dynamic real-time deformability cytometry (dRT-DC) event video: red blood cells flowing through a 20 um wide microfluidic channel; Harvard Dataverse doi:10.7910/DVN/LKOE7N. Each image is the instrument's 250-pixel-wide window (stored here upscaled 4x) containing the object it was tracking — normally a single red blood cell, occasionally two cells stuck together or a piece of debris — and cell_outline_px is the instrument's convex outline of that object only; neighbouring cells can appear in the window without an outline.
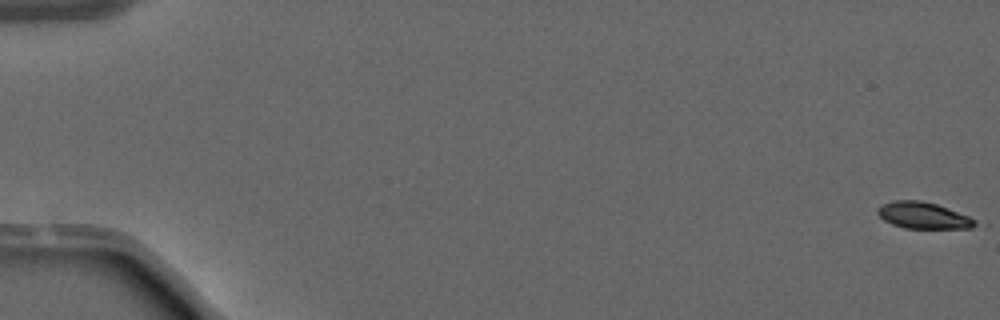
{"species": "common noctule bat (a hibernating species)", "species_latin": "Nyctalus noctula", "temperature_condition": "warm", "stored_images_in_passage": 48, "camera_frame_rate_fps": 3000, "um_per_image_px": 0.085, "animal": {"sex": "male", "forearm_length_mm": 52.5}, "frame": {"image": 1, "passage_image": 1, "time_ms": 0.0, "image_size_px": [1000, 320], "cell_outline_px": [[980, 224], [972, 228], [904, 228], [892, 224], [884, 220], [876, 212], [876, 208], [880, 204], [892, 200], [920, 200], [936, 204], [968, 216], [976, 220]], "centroid_in_image_um": [78.45, 18.31], "position_along_channel_um": 6.6, "area_um2": 15.14}}
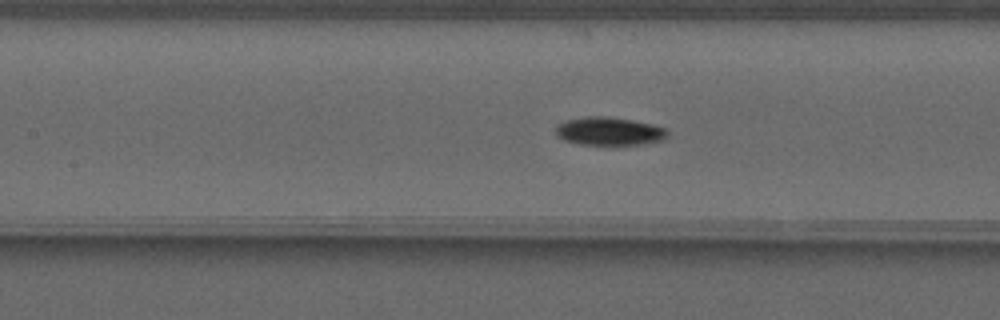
{"frame": {"image": 2, "passage_image": 25, "time_ms": 8.0, "image_size_px": [1000, 320], "cell_outline_px": [[668, 132], [664, 140], [644, 144], [580, 144], [564, 140], [556, 136], [556, 124], [568, 120], [584, 116], [604, 116], [632, 120], [652, 124], [664, 128]], "centroid_in_image_um": [51.76, 11.15], "position_along_channel_um": 155.6, "area_um2": 18.26}}
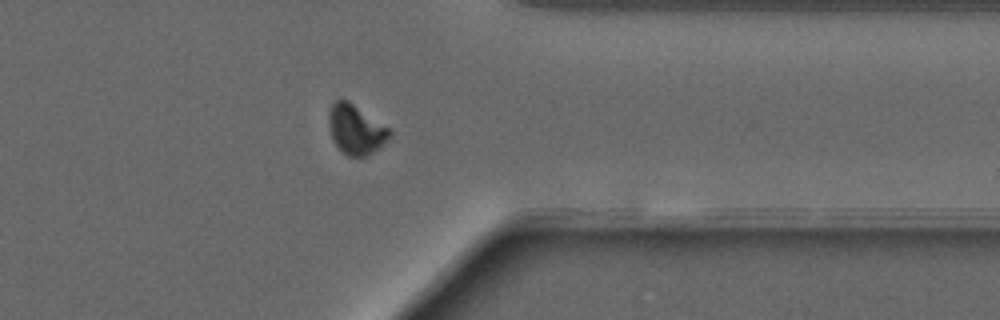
{"frame": {"image": 3, "passage_image": 42, "time_ms": 13.667, "image_size_px": [1000, 320], "cell_outline_px": [[392, 136], [388, 140], [372, 152], [364, 156], [348, 156], [332, 140], [328, 124], [328, 112], [332, 104], [336, 100], [348, 100], [388, 128], [392, 132]], "centroid_in_image_um": [30.22, 10.99], "position_along_channel_um": 381.2, "area_um2": 17.28}, "authors_computed_cell_mechanics": {"area_um2": 17.4267, "velocity_mm_per_s": 4.0804, "shape_relaxation_time_tau1_ms": 7.0362, "shape_relaxation_time_tau2_ms": null, "deformation_change_tau1": 0.1878, "deformation_change_tau2": null}}